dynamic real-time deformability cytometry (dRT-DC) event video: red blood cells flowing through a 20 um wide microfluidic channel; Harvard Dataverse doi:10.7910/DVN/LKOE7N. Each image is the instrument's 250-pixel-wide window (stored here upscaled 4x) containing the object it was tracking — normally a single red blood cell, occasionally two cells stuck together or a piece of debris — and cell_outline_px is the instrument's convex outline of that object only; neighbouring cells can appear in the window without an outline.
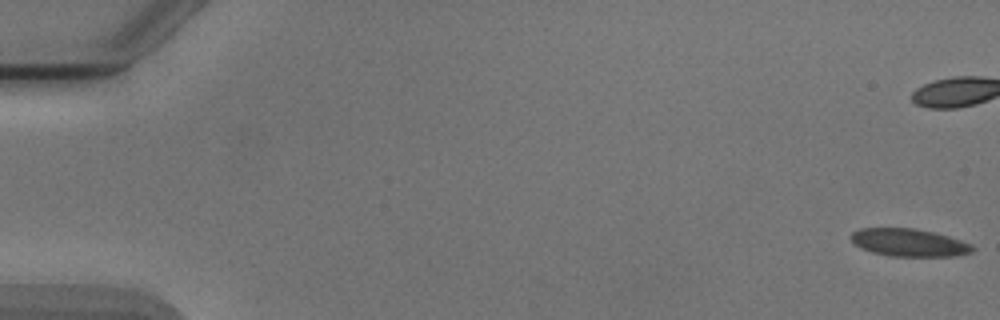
{"species": "Egyptian fruit bat (a non-hibernating species)", "species_latin": "Rousettus aegyptiacus", "temperature_condition": "cold", "stored_images_in_passage": 54, "camera_frame_rate_fps": 3000, "um_per_image_px": 0.085, "animal": {"sex": "male"}, "frame": {"image": 1, "passage_image": 1, "time_ms": 0.0, "image_size_px": [1000, 320], "cell_outline_px": [[976, 248], [972, 252], [956, 256], [888, 256], [872, 252], [860, 248], [848, 236], [852, 232], [860, 228], [912, 228], [932, 232], [948, 236], [972, 244]], "centroid_in_image_um": [77.26, 20.62], "position_along_channel_um": 7.7, "area_um2": 19.65}}
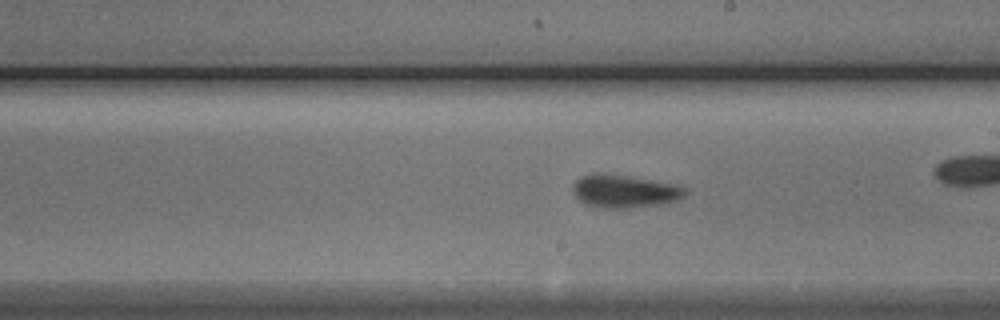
{"frame": {"image": 2, "passage_image": 31, "time_ms": 10.0, "image_size_px": [1000, 320], "cell_outline_px": [[688, 192], [684, 196], [668, 204], [628, 208], [596, 208], [580, 200], [576, 196], [572, 188], [576, 180], [580, 176], [620, 176], [676, 184], [688, 188]], "centroid_in_image_um": [53.17, 16.31], "position_along_channel_um": 235.8, "area_um2": 20.92}}
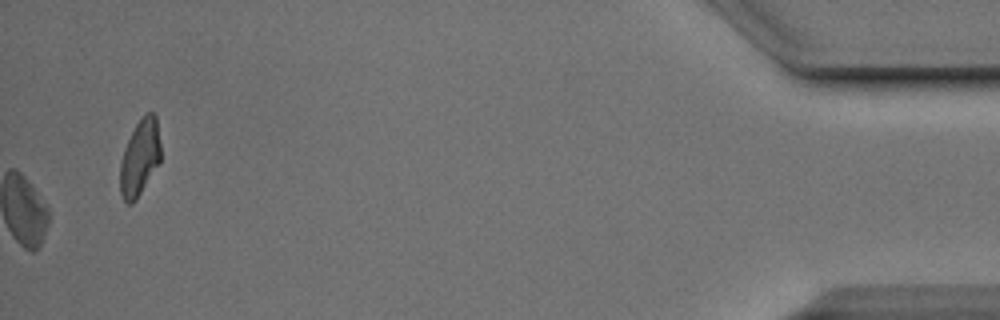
{"frame": {"image": 3, "passage_image": 54, "time_ms": 17.667, "image_size_px": [1000, 320], "cell_outline_px": [[160, 160], [136, 200], [132, 204], [128, 204], [124, 200], [120, 192], [120, 160], [124, 148], [136, 124], [148, 112], [152, 112], [156, 116], [160, 144]], "centroid_in_image_um": [11.86, 13.41], "position_along_channel_um": 423.3, "area_um2": 17.69}, "authors_computed_cell_mechanics": {"area_um2": 20.0855, "velocity_mm_per_s": 3.8757, "shape_relaxation_time_tau1_ms": 2.1599, "shape_relaxation_time_tau2_ms": 5.2025, "deformation_change_tau1": 0.0734, "deformation_change_tau2": 0.0891}}